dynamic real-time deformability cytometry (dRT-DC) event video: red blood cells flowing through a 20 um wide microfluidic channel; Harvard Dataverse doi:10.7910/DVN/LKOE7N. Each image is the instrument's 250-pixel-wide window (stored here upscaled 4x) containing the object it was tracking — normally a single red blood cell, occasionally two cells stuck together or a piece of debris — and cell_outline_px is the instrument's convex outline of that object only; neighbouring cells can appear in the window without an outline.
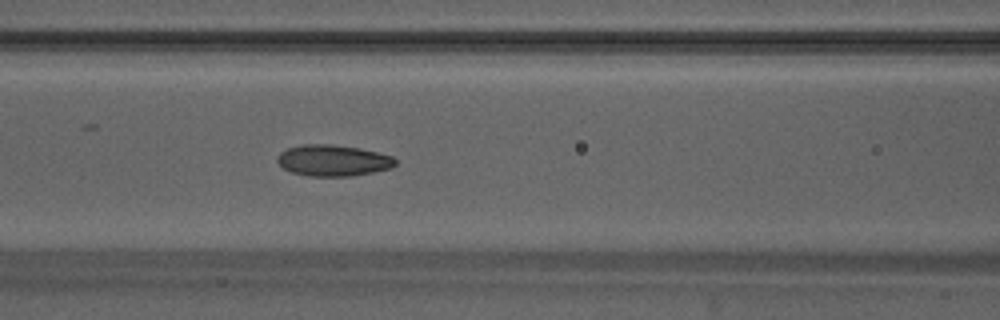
{"species": "Egyptian fruit bat (a non-hibernating species)", "species_latin": "Rousettus aegyptiacus", "temperature_condition": "warm", "stored_images_in_passage": 47, "camera_frame_rate_fps": 3000, "um_per_image_px": 0.085, "animal": {"sex": "male"}, "frame": {"image": 1, "passage_image": 19, "time_ms": 6.0, "image_size_px": [1000, 320], "cell_outline_px": [[396, 164], [392, 168], [352, 176], [308, 176], [292, 172], [284, 168], [276, 160], [280, 152], [288, 148], [304, 144], [332, 144], [360, 148], [392, 156], [396, 160]], "centroid_in_image_um": [28.32, 13.64], "position_along_channel_um": 138.3, "area_um2": 21.44}}
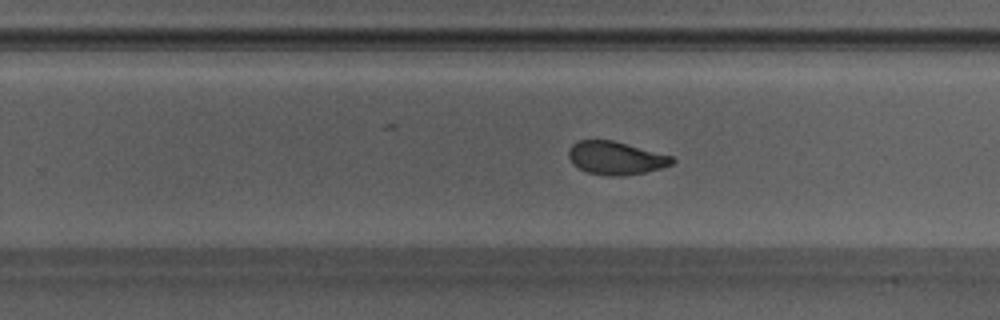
{"frame": {"image": 2, "passage_image": 29, "time_ms": 9.333, "image_size_px": [1000, 320], "cell_outline_px": [[676, 160], [672, 164], [660, 168], [644, 172], [624, 176], [608, 176], [588, 172], [572, 164], [568, 156], [568, 152], [572, 144], [580, 140], [612, 140], [672, 156]], "centroid_in_image_um": [52.33, 13.43], "position_along_channel_um": 277.5, "area_um2": 19.83}}
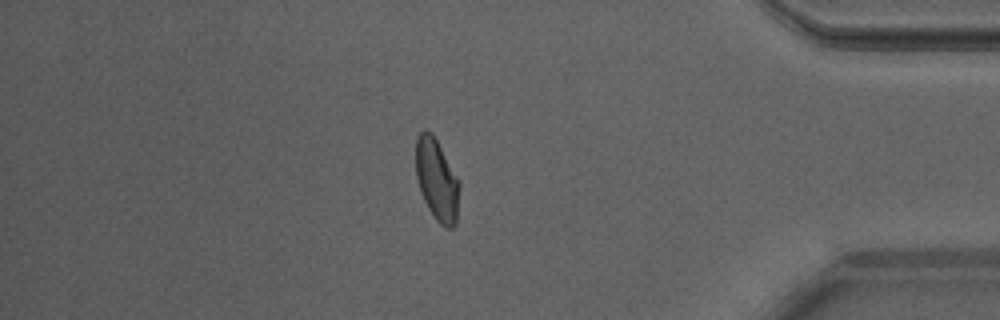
{"frame": {"image": 3, "passage_image": 40, "time_ms": 13.0, "image_size_px": [1000, 320], "cell_outline_px": [[460, 188], [456, 224], [452, 228], [444, 228], [436, 220], [428, 208], [420, 192], [416, 176], [416, 136], [424, 128], [432, 132], [460, 180]], "centroid_in_image_um": [37.14, 15.28], "position_along_channel_um": 398.1, "area_um2": 21.15}, "authors_computed_cell_mechanics": {"area_um2": 21.0392, "velocity_mm_per_s": 4.1873, "shape_relaxation_time_tau1_ms": 4.3164, "shape_relaxation_time_tau2_ms": 1.4548, "deformation_change_tau1": 0.1434, "deformation_change_tau2": 0.0714}}